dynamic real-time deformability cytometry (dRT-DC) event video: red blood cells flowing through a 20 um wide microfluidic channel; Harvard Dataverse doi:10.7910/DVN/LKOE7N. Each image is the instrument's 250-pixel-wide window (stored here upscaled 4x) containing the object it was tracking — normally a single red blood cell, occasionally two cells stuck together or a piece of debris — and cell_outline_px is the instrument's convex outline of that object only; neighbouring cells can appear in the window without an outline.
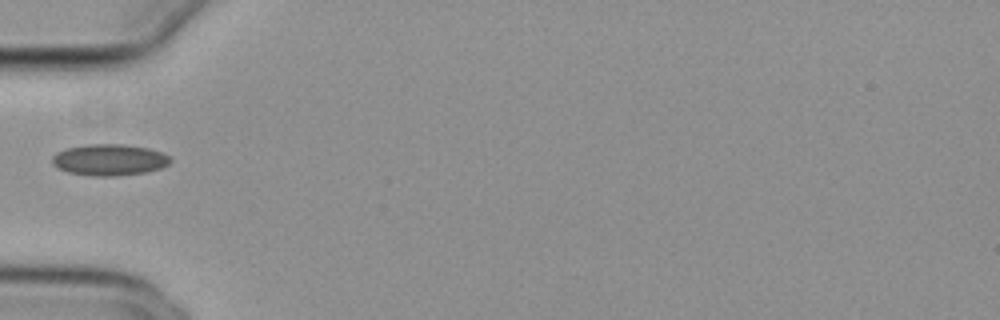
{"species": "common noctule bat (a hibernating species)", "species_latin": "Nyctalus noctula", "temperature_condition": "cold", "stored_images_in_passage": 36, "camera_frame_rate_fps": 3000, "um_per_image_px": 0.085, "animal": {"sex": "female", "body_mass_g": 29.2, "forearm_length_mm": 56.3}, "frame": {"image": 1, "passage_image": 1, "time_ms": 0.0, "image_size_px": [1000, 320], "cell_outline_px": [[172, 160], [168, 164], [160, 168], [144, 172], [112, 176], [96, 176], [68, 172], [52, 164], [52, 156], [56, 152], [64, 148], [88, 144], [124, 144], [148, 148], [160, 152], [168, 156]], "centroid_in_image_um": [9.26, 13.57], "position_along_channel_um": 75.7, "area_um2": 21.44}}
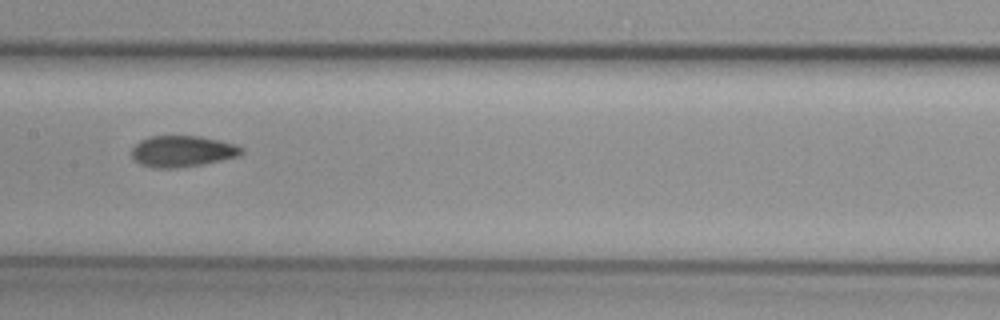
{"frame": {"image": 2, "passage_image": 10, "time_ms": 3.0, "image_size_px": [1000, 320], "cell_outline_px": [[244, 152], [240, 156], [204, 164], [176, 168], [152, 168], [140, 164], [132, 160], [132, 148], [140, 140], [148, 136], [200, 136], [220, 140], [236, 144], [244, 148]], "centroid_in_image_um": [15.51, 12.86], "position_along_channel_um": 191.9, "area_um2": 20.35}}
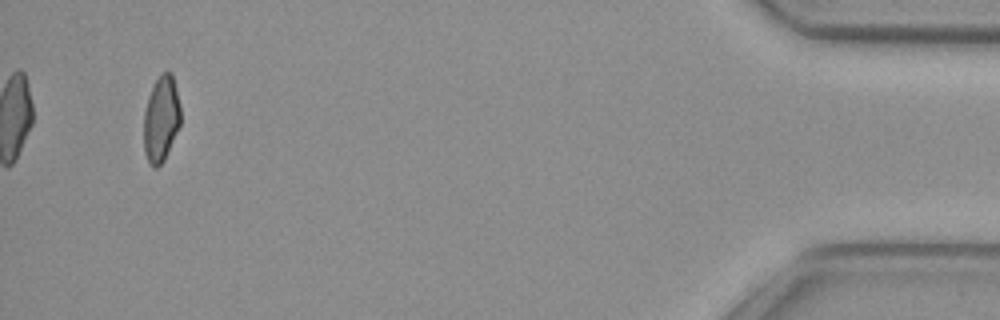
{"frame": {"image": 3, "passage_image": 34, "time_ms": 11.0, "image_size_px": [1000, 320], "cell_outline_px": [[180, 124], [164, 160], [156, 168], [152, 168], [148, 164], [144, 152], [144, 112], [148, 96], [156, 80], [164, 72], [172, 72], [180, 104]], "centroid_in_image_um": [13.68, 10.14], "position_along_channel_um": 421.5, "area_um2": 18.38}}